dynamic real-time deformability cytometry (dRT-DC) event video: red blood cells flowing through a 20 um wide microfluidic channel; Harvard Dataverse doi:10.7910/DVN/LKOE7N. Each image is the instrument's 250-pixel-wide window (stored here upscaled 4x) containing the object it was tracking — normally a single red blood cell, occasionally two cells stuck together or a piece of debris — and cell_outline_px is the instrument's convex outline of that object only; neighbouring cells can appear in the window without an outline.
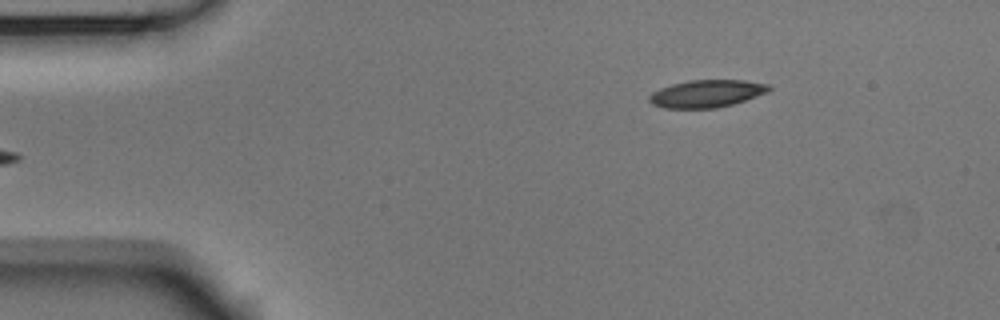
{"species": "Egyptian fruit bat (a non-hibernating species)", "species_latin": "Rousettus aegyptiacus", "temperature_condition": "room temperature", "stored_images_in_passage": 5, "segment_of_instrument_passage": [2, 2], "camera_frame_rate_fps": 3000, "um_per_image_px": 0.085, "animal": {"sex": "male"}, "frame": {"image": 1, "passage_image": 5, "time_ms": 1.333, "image_size_px": [1000, 320], "cell_outline_px": [[772, 88], [768, 92], [732, 104], [716, 108], [664, 108], [652, 104], [648, 100], [648, 96], [652, 92], [660, 88], [672, 84], [688, 80], [744, 80], [768, 84]], "centroid_in_image_um": [60.04, 7.95], "position_along_channel_um": 25.0, "area_um2": 19.13}}